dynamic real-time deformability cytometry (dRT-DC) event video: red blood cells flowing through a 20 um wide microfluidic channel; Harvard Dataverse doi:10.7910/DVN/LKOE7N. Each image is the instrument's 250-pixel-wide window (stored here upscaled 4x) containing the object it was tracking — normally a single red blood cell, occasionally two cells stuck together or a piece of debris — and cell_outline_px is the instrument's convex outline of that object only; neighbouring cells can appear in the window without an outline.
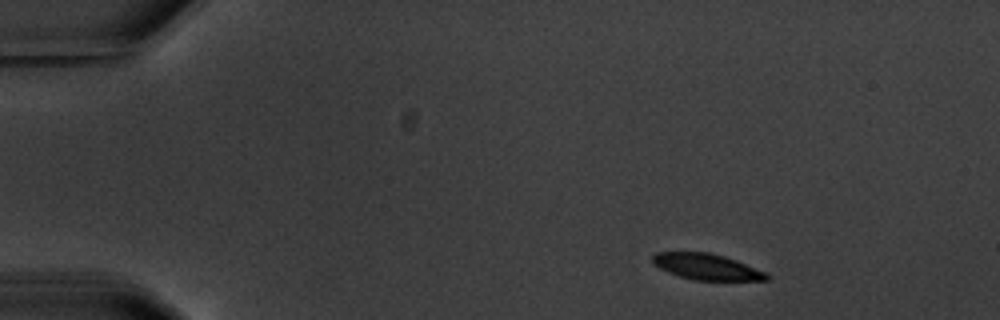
{"species": "common noctule bat (a hibernating species)", "species_latin": "Nyctalus noctula", "temperature_condition": "warm", "stored_images_in_passage": 8, "camera_frame_rate_fps": 3000, "um_per_image_px": 0.085, "animal": {"sex": "male", "body_mass_g": 20.1, "forearm_length_mm": 53.5}, "frame": {"image": 1, "passage_image": 1, "time_ms": 0.0, "image_size_px": [1000, 320], "cell_outline_px": [[768, 280], [692, 280], [668, 272], [652, 264], [652, 256], [656, 252], [708, 252], [724, 256], [736, 260], [768, 272]], "centroid_in_image_um": [60.06, 22.67], "position_along_channel_um": 24.9, "area_um2": 17.34}}
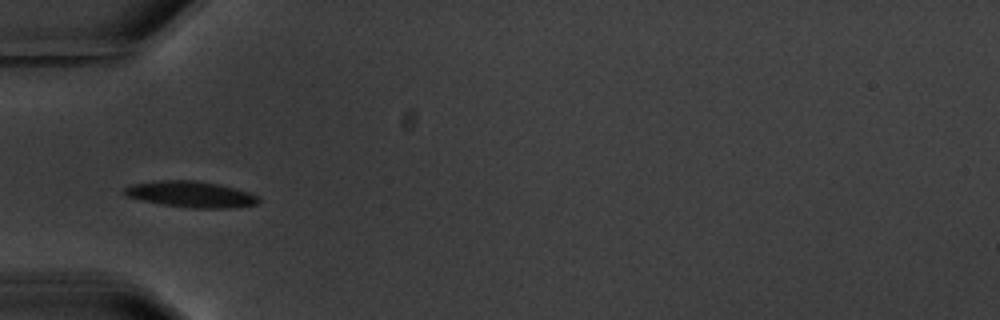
{"frame": {"image": 2, "passage_image": 4, "time_ms": 3.667, "image_size_px": [1000, 320], "cell_outline_px": [[260, 200], [256, 204], [228, 208], [192, 208], [160, 204], [140, 200], [128, 196], [124, 192], [124, 188], [132, 184], [160, 180], [196, 180], [220, 184], [248, 192], [260, 196]], "centroid_in_image_um": [16.23, 16.51], "position_along_channel_um": 68.8, "area_um2": 20.4}}
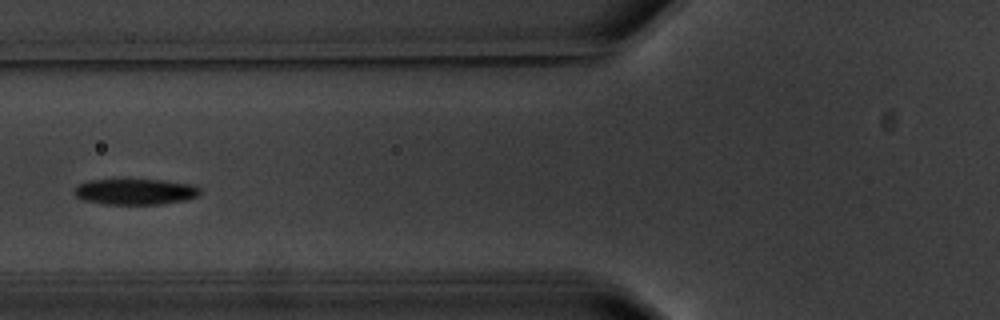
{"frame": {"image": 3, "passage_image": 5, "time_ms": 5.0, "image_size_px": [1000, 320], "cell_outline_px": [[200, 196], [188, 200], [160, 204], [104, 204], [80, 200], [72, 192], [76, 184], [88, 180], [120, 176], [124, 176], [164, 180], [196, 184], [200, 188]], "centroid_in_image_um": [11.45, 16.23], "position_along_channel_um": 114.3, "area_um2": 20.58}}